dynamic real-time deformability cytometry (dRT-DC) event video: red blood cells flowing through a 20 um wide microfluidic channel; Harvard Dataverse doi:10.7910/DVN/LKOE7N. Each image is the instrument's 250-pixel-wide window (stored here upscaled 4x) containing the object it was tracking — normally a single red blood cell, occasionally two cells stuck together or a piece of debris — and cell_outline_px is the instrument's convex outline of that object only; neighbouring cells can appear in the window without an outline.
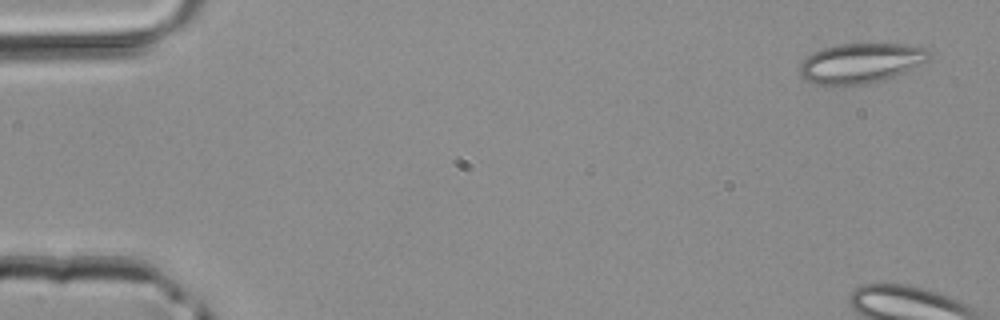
{"species": "common noctule bat (a hibernating species)", "species_latin": "Nyctalus noctula", "temperature_condition": "room temperature", "stored_images_in_passage": 5, "camera_frame_rate_fps": 3000, "um_per_image_px": 0.085, "animal": {"sex": "male", "body_mass_g": 20.4}, "frame": {"image": 1, "passage_image": 1, "time_ms": 0.0, "image_size_px": [1000, 320], "cell_outline_px": [[932, 56], [928, 60], [904, 72], [880, 80], [864, 84], [832, 88], [816, 84], [804, 80], [800, 76], [800, 64], [808, 56], [824, 48], [836, 44], [904, 44], [924, 48], [932, 52]], "centroid_in_image_um": [73.13, 5.4], "position_along_channel_um": 11.9, "area_um2": 30.35}}